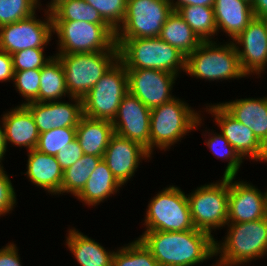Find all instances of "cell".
Returning a JSON list of instances; mask_svg holds the SVG:
<instances>
[{
	"instance_id": "1",
	"label": "cell",
	"mask_w": 267,
	"mask_h": 266,
	"mask_svg": "<svg viewBox=\"0 0 267 266\" xmlns=\"http://www.w3.org/2000/svg\"><path fill=\"white\" fill-rule=\"evenodd\" d=\"M139 239L159 266H194L215 256V238L208 232L145 231Z\"/></svg>"
},
{
	"instance_id": "2",
	"label": "cell",
	"mask_w": 267,
	"mask_h": 266,
	"mask_svg": "<svg viewBox=\"0 0 267 266\" xmlns=\"http://www.w3.org/2000/svg\"><path fill=\"white\" fill-rule=\"evenodd\" d=\"M115 42L119 61L126 69H155L177 76L180 70H186V56L159 37L115 39Z\"/></svg>"
},
{
	"instance_id": "3",
	"label": "cell",
	"mask_w": 267,
	"mask_h": 266,
	"mask_svg": "<svg viewBox=\"0 0 267 266\" xmlns=\"http://www.w3.org/2000/svg\"><path fill=\"white\" fill-rule=\"evenodd\" d=\"M225 239L215 241L222 266H240L267 255V217L245 223H227Z\"/></svg>"
},
{
	"instance_id": "4",
	"label": "cell",
	"mask_w": 267,
	"mask_h": 266,
	"mask_svg": "<svg viewBox=\"0 0 267 266\" xmlns=\"http://www.w3.org/2000/svg\"><path fill=\"white\" fill-rule=\"evenodd\" d=\"M202 117L181 99L172 100L151 109L150 115V155L154 148L166 151L181 141L189 131L198 129Z\"/></svg>"
},
{
	"instance_id": "5",
	"label": "cell",
	"mask_w": 267,
	"mask_h": 266,
	"mask_svg": "<svg viewBox=\"0 0 267 266\" xmlns=\"http://www.w3.org/2000/svg\"><path fill=\"white\" fill-rule=\"evenodd\" d=\"M185 73L209 81L247 77L241 70L233 41L220 45L202 41L195 51L186 57Z\"/></svg>"
},
{
	"instance_id": "6",
	"label": "cell",
	"mask_w": 267,
	"mask_h": 266,
	"mask_svg": "<svg viewBox=\"0 0 267 266\" xmlns=\"http://www.w3.org/2000/svg\"><path fill=\"white\" fill-rule=\"evenodd\" d=\"M55 55L64 68L68 97L80 99L119 60L118 51Z\"/></svg>"
},
{
	"instance_id": "7",
	"label": "cell",
	"mask_w": 267,
	"mask_h": 266,
	"mask_svg": "<svg viewBox=\"0 0 267 266\" xmlns=\"http://www.w3.org/2000/svg\"><path fill=\"white\" fill-rule=\"evenodd\" d=\"M58 40L56 54L118 51L115 31L108 24L85 21H53Z\"/></svg>"
},
{
	"instance_id": "8",
	"label": "cell",
	"mask_w": 267,
	"mask_h": 266,
	"mask_svg": "<svg viewBox=\"0 0 267 266\" xmlns=\"http://www.w3.org/2000/svg\"><path fill=\"white\" fill-rule=\"evenodd\" d=\"M127 93V69L118 60L82 98L83 115L112 122Z\"/></svg>"
},
{
	"instance_id": "9",
	"label": "cell",
	"mask_w": 267,
	"mask_h": 266,
	"mask_svg": "<svg viewBox=\"0 0 267 266\" xmlns=\"http://www.w3.org/2000/svg\"><path fill=\"white\" fill-rule=\"evenodd\" d=\"M146 231H187L195 229L187 195L175 185L156 194L148 203Z\"/></svg>"
},
{
	"instance_id": "10",
	"label": "cell",
	"mask_w": 267,
	"mask_h": 266,
	"mask_svg": "<svg viewBox=\"0 0 267 266\" xmlns=\"http://www.w3.org/2000/svg\"><path fill=\"white\" fill-rule=\"evenodd\" d=\"M229 177L220 182L198 187L187 195L195 229L211 234L212 230L227 225Z\"/></svg>"
},
{
	"instance_id": "11",
	"label": "cell",
	"mask_w": 267,
	"mask_h": 266,
	"mask_svg": "<svg viewBox=\"0 0 267 266\" xmlns=\"http://www.w3.org/2000/svg\"><path fill=\"white\" fill-rule=\"evenodd\" d=\"M173 12L168 0H127L126 14L115 39L155 38Z\"/></svg>"
},
{
	"instance_id": "12",
	"label": "cell",
	"mask_w": 267,
	"mask_h": 266,
	"mask_svg": "<svg viewBox=\"0 0 267 266\" xmlns=\"http://www.w3.org/2000/svg\"><path fill=\"white\" fill-rule=\"evenodd\" d=\"M43 21L32 16L0 27V50L12 55L20 50L44 48L49 44L53 32L50 10L45 9Z\"/></svg>"
},
{
	"instance_id": "13",
	"label": "cell",
	"mask_w": 267,
	"mask_h": 266,
	"mask_svg": "<svg viewBox=\"0 0 267 266\" xmlns=\"http://www.w3.org/2000/svg\"><path fill=\"white\" fill-rule=\"evenodd\" d=\"M150 115L151 110L128 92L112 121L114 133L140 144L150 154Z\"/></svg>"
},
{
	"instance_id": "14",
	"label": "cell",
	"mask_w": 267,
	"mask_h": 266,
	"mask_svg": "<svg viewBox=\"0 0 267 266\" xmlns=\"http://www.w3.org/2000/svg\"><path fill=\"white\" fill-rule=\"evenodd\" d=\"M128 92L140 99L150 110L173 98L177 75L155 69H127Z\"/></svg>"
},
{
	"instance_id": "15",
	"label": "cell",
	"mask_w": 267,
	"mask_h": 266,
	"mask_svg": "<svg viewBox=\"0 0 267 266\" xmlns=\"http://www.w3.org/2000/svg\"><path fill=\"white\" fill-rule=\"evenodd\" d=\"M209 107V108H208ZM206 106L208 113L215 117L216 125L242 159L255 161L267 158V148L255 137L253 131L233 118L219 103Z\"/></svg>"
},
{
	"instance_id": "16",
	"label": "cell",
	"mask_w": 267,
	"mask_h": 266,
	"mask_svg": "<svg viewBox=\"0 0 267 266\" xmlns=\"http://www.w3.org/2000/svg\"><path fill=\"white\" fill-rule=\"evenodd\" d=\"M229 177L227 223H245L267 217L266 192L244 181Z\"/></svg>"
},
{
	"instance_id": "17",
	"label": "cell",
	"mask_w": 267,
	"mask_h": 266,
	"mask_svg": "<svg viewBox=\"0 0 267 266\" xmlns=\"http://www.w3.org/2000/svg\"><path fill=\"white\" fill-rule=\"evenodd\" d=\"M232 41L238 53L242 72L246 76L252 73L257 75L267 61V28L264 21L259 17H254Z\"/></svg>"
},
{
	"instance_id": "18",
	"label": "cell",
	"mask_w": 267,
	"mask_h": 266,
	"mask_svg": "<svg viewBox=\"0 0 267 266\" xmlns=\"http://www.w3.org/2000/svg\"><path fill=\"white\" fill-rule=\"evenodd\" d=\"M151 157L140 144L114 134L110 138L102 160L107 164L117 181L124 185L137 171L141 159Z\"/></svg>"
},
{
	"instance_id": "19",
	"label": "cell",
	"mask_w": 267,
	"mask_h": 266,
	"mask_svg": "<svg viewBox=\"0 0 267 266\" xmlns=\"http://www.w3.org/2000/svg\"><path fill=\"white\" fill-rule=\"evenodd\" d=\"M73 103L61 101L30 102L24 106L31 112L39 133L54 128L77 127L83 116L82 99L71 97Z\"/></svg>"
},
{
	"instance_id": "20",
	"label": "cell",
	"mask_w": 267,
	"mask_h": 266,
	"mask_svg": "<svg viewBox=\"0 0 267 266\" xmlns=\"http://www.w3.org/2000/svg\"><path fill=\"white\" fill-rule=\"evenodd\" d=\"M233 118L253 131L267 148V97L244 98L219 103Z\"/></svg>"
},
{
	"instance_id": "21",
	"label": "cell",
	"mask_w": 267,
	"mask_h": 266,
	"mask_svg": "<svg viewBox=\"0 0 267 266\" xmlns=\"http://www.w3.org/2000/svg\"><path fill=\"white\" fill-rule=\"evenodd\" d=\"M26 176L32 184L53 195L61 194L63 170L55 156L32 149L28 151Z\"/></svg>"
},
{
	"instance_id": "22",
	"label": "cell",
	"mask_w": 267,
	"mask_h": 266,
	"mask_svg": "<svg viewBox=\"0 0 267 266\" xmlns=\"http://www.w3.org/2000/svg\"><path fill=\"white\" fill-rule=\"evenodd\" d=\"M2 116L7 144L26 147L28 151L36 148L40 133L31 112L24 105H18Z\"/></svg>"
},
{
	"instance_id": "23",
	"label": "cell",
	"mask_w": 267,
	"mask_h": 266,
	"mask_svg": "<svg viewBox=\"0 0 267 266\" xmlns=\"http://www.w3.org/2000/svg\"><path fill=\"white\" fill-rule=\"evenodd\" d=\"M217 30L224 31L235 40L254 18L252 6L244 0H215Z\"/></svg>"
},
{
	"instance_id": "24",
	"label": "cell",
	"mask_w": 267,
	"mask_h": 266,
	"mask_svg": "<svg viewBox=\"0 0 267 266\" xmlns=\"http://www.w3.org/2000/svg\"><path fill=\"white\" fill-rule=\"evenodd\" d=\"M114 134L111 121L93 119L84 115L76 127V139L85 155L103 158L110 138Z\"/></svg>"
},
{
	"instance_id": "25",
	"label": "cell",
	"mask_w": 267,
	"mask_h": 266,
	"mask_svg": "<svg viewBox=\"0 0 267 266\" xmlns=\"http://www.w3.org/2000/svg\"><path fill=\"white\" fill-rule=\"evenodd\" d=\"M66 245L80 266H112L115 251L106 249L76 229H69Z\"/></svg>"
},
{
	"instance_id": "26",
	"label": "cell",
	"mask_w": 267,
	"mask_h": 266,
	"mask_svg": "<svg viewBox=\"0 0 267 266\" xmlns=\"http://www.w3.org/2000/svg\"><path fill=\"white\" fill-rule=\"evenodd\" d=\"M122 185L113 176L107 164L101 160L88 178L85 187L76 196L88 206H96L115 195Z\"/></svg>"
},
{
	"instance_id": "27",
	"label": "cell",
	"mask_w": 267,
	"mask_h": 266,
	"mask_svg": "<svg viewBox=\"0 0 267 266\" xmlns=\"http://www.w3.org/2000/svg\"><path fill=\"white\" fill-rule=\"evenodd\" d=\"M158 37L186 57L202 42L177 11H173L167 17Z\"/></svg>"
},
{
	"instance_id": "28",
	"label": "cell",
	"mask_w": 267,
	"mask_h": 266,
	"mask_svg": "<svg viewBox=\"0 0 267 266\" xmlns=\"http://www.w3.org/2000/svg\"><path fill=\"white\" fill-rule=\"evenodd\" d=\"M69 95L66 88L65 72L60 59H51L41 68L38 102L59 101Z\"/></svg>"
},
{
	"instance_id": "29",
	"label": "cell",
	"mask_w": 267,
	"mask_h": 266,
	"mask_svg": "<svg viewBox=\"0 0 267 266\" xmlns=\"http://www.w3.org/2000/svg\"><path fill=\"white\" fill-rule=\"evenodd\" d=\"M177 12L201 41H212L218 34L213 7L186 5Z\"/></svg>"
},
{
	"instance_id": "30",
	"label": "cell",
	"mask_w": 267,
	"mask_h": 266,
	"mask_svg": "<svg viewBox=\"0 0 267 266\" xmlns=\"http://www.w3.org/2000/svg\"><path fill=\"white\" fill-rule=\"evenodd\" d=\"M52 21H85L107 24L99 12L85 0H61L50 9Z\"/></svg>"
},
{
	"instance_id": "31",
	"label": "cell",
	"mask_w": 267,
	"mask_h": 266,
	"mask_svg": "<svg viewBox=\"0 0 267 266\" xmlns=\"http://www.w3.org/2000/svg\"><path fill=\"white\" fill-rule=\"evenodd\" d=\"M101 160L102 157L84 154L71 167L64 170L61 194L66 192L77 196Z\"/></svg>"
},
{
	"instance_id": "32",
	"label": "cell",
	"mask_w": 267,
	"mask_h": 266,
	"mask_svg": "<svg viewBox=\"0 0 267 266\" xmlns=\"http://www.w3.org/2000/svg\"><path fill=\"white\" fill-rule=\"evenodd\" d=\"M112 266H159L150 250L137 238L114 252Z\"/></svg>"
},
{
	"instance_id": "33",
	"label": "cell",
	"mask_w": 267,
	"mask_h": 266,
	"mask_svg": "<svg viewBox=\"0 0 267 266\" xmlns=\"http://www.w3.org/2000/svg\"><path fill=\"white\" fill-rule=\"evenodd\" d=\"M208 133V138L205 143L208 148L212 151V153L217 157V159L221 158L222 160H228V164L225 168L223 177H236L240 165L243 162L242 158L235 151L234 147L230 145L227 139L222 135V133ZM211 135V137H210ZM214 135V136H213ZM213 136V137H212Z\"/></svg>"
},
{
	"instance_id": "34",
	"label": "cell",
	"mask_w": 267,
	"mask_h": 266,
	"mask_svg": "<svg viewBox=\"0 0 267 266\" xmlns=\"http://www.w3.org/2000/svg\"><path fill=\"white\" fill-rule=\"evenodd\" d=\"M76 138V127L54 128L40 133L35 149L38 151L56 156L67 144Z\"/></svg>"
},
{
	"instance_id": "35",
	"label": "cell",
	"mask_w": 267,
	"mask_h": 266,
	"mask_svg": "<svg viewBox=\"0 0 267 266\" xmlns=\"http://www.w3.org/2000/svg\"><path fill=\"white\" fill-rule=\"evenodd\" d=\"M37 7L34 0H0V27L32 16Z\"/></svg>"
},
{
	"instance_id": "36",
	"label": "cell",
	"mask_w": 267,
	"mask_h": 266,
	"mask_svg": "<svg viewBox=\"0 0 267 266\" xmlns=\"http://www.w3.org/2000/svg\"><path fill=\"white\" fill-rule=\"evenodd\" d=\"M85 2L94 7L114 31L121 26L126 14L127 0H85Z\"/></svg>"
},
{
	"instance_id": "37",
	"label": "cell",
	"mask_w": 267,
	"mask_h": 266,
	"mask_svg": "<svg viewBox=\"0 0 267 266\" xmlns=\"http://www.w3.org/2000/svg\"><path fill=\"white\" fill-rule=\"evenodd\" d=\"M41 69H32L24 71H14V84L16 90L26 99L20 105L30 102H38V93L40 88Z\"/></svg>"
},
{
	"instance_id": "38",
	"label": "cell",
	"mask_w": 267,
	"mask_h": 266,
	"mask_svg": "<svg viewBox=\"0 0 267 266\" xmlns=\"http://www.w3.org/2000/svg\"><path fill=\"white\" fill-rule=\"evenodd\" d=\"M43 52L44 48H30L12 54L13 70L41 69L51 59L50 56L45 58Z\"/></svg>"
},
{
	"instance_id": "39",
	"label": "cell",
	"mask_w": 267,
	"mask_h": 266,
	"mask_svg": "<svg viewBox=\"0 0 267 266\" xmlns=\"http://www.w3.org/2000/svg\"><path fill=\"white\" fill-rule=\"evenodd\" d=\"M16 193L4 167L0 166V216L10 213L16 205Z\"/></svg>"
},
{
	"instance_id": "40",
	"label": "cell",
	"mask_w": 267,
	"mask_h": 266,
	"mask_svg": "<svg viewBox=\"0 0 267 266\" xmlns=\"http://www.w3.org/2000/svg\"><path fill=\"white\" fill-rule=\"evenodd\" d=\"M84 155L79 142L75 138L72 142L67 144L62 150L56 154V159L60 164L61 169L64 171L71 167Z\"/></svg>"
},
{
	"instance_id": "41",
	"label": "cell",
	"mask_w": 267,
	"mask_h": 266,
	"mask_svg": "<svg viewBox=\"0 0 267 266\" xmlns=\"http://www.w3.org/2000/svg\"><path fill=\"white\" fill-rule=\"evenodd\" d=\"M0 266H22L14 243H8L0 249Z\"/></svg>"
},
{
	"instance_id": "42",
	"label": "cell",
	"mask_w": 267,
	"mask_h": 266,
	"mask_svg": "<svg viewBox=\"0 0 267 266\" xmlns=\"http://www.w3.org/2000/svg\"><path fill=\"white\" fill-rule=\"evenodd\" d=\"M14 80L12 55L0 50V82Z\"/></svg>"
},
{
	"instance_id": "43",
	"label": "cell",
	"mask_w": 267,
	"mask_h": 266,
	"mask_svg": "<svg viewBox=\"0 0 267 266\" xmlns=\"http://www.w3.org/2000/svg\"><path fill=\"white\" fill-rule=\"evenodd\" d=\"M168 1L173 11H177L179 8L186 5L214 7L215 4V0H177V1L168 0Z\"/></svg>"
},
{
	"instance_id": "44",
	"label": "cell",
	"mask_w": 267,
	"mask_h": 266,
	"mask_svg": "<svg viewBox=\"0 0 267 266\" xmlns=\"http://www.w3.org/2000/svg\"><path fill=\"white\" fill-rule=\"evenodd\" d=\"M251 6L254 17L261 18L267 14V0H254Z\"/></svg>"
},
{
	"instance_id": "45",
	"label": "cell",
	"mask_w": 267,
	"mask_h": 266,
	"mask_svg": "<svg viewBox=\"0 0 267 266\" xmlns=\"http://www.w3.org/2000/svg\"><path fill=\"white\" fill-rule=\"evenodd\" d=\"M2 126L0 125V166L2 165L1 161L4 158V155L7 150V143H6V136H5V130L3 123H1Z\"/></svg>"
},
{
	"instance_id": "46",
	"label": "cell",
	"mask_w": 267,
	"mask_h": 266,
	"mask_svg": "<svg viewBox=\"0 0 267 266\" xmlns=\"http://www.w3.org/2000/svg\"><path fill=\"white\" fill-rule=\"evenodd\" d=\"M36 5L39 7V0H34ZM61 0H51L50 3H48V5H46L48 7V10L52 9L58 2H60Z\"/></svg>"
},
{
	"instance_id": "47",
	"label": "cell",
	"mask_w": 267,
	"mask_h": 266,
	"mask_svg": "<svg viewBox=\"0 0 267 266\" xmlns=\"http://www.w3.org/2000/svg\"><path fill=\"white\" fill-rule=\"evenodd\" d=\"M261 19L264 21L266 28H267V14L262 16Z\"/></svg>"
},
{
	"instance_id": "48",
	"label": "cell",
	"mask_w": 267,
	"mask_h": 266,
	"mask_svg": "<svg viewBox=\"0 0 267 266\" xmlns=\"http://www.w3.org/2000/svg\"><path fill=\"white\" fill-rule=\"evenodd\" d=\"M267 68V61H266V64L264 65V68L257 74L260 76L261 73H263V71Z\"/></svg>"
},
{
	"instance_id": "49",
	"label": "cell",
	"mask_w": 267,
	"mask_h": 266,
	"mask_svg": "<svg viewBox=\"0 0 267 266\" xmlns=\"http://www.w3.org/2000/svg\"><path fill=\"white\" fill-rule=\"evenodd\" d=\"M244 1H246V2H248V3H250V4L252 5V2H253L254 0H244Z\"/></svg>"
},
{
	"instance_id": "50",
	"label": "cell",
	"mask_w": 267,
	"mask_h": 266,
	"mask_svg": "<svg viewBox=\"0 0 267 266\" xmlns=\"http://www.w3.org/2000/svg\"><path fill=\"white\" fill-rule=\"evenodd\" d=\"M213 266H222L219 262H216Z\"/></svg>"
}]
</instances>
